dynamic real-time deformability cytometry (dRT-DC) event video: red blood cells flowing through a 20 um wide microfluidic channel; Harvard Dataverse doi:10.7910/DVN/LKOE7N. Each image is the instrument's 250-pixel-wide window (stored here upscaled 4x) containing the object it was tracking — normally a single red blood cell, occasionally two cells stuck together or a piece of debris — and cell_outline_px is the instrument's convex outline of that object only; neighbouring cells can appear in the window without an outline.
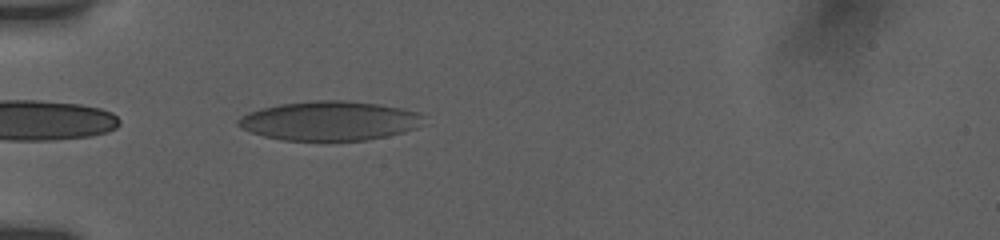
{"species": "human", "species_latin": "Homo sapiens", "temperature_condition": "room temperature", "stored_images_in_passage": 34, "camera_frame_rate_fps": 3000, "um_per_image_px": 0.085, "donor": {"sex": "female"}, "frame": {"image": 1, "passage_image": 1, "time_ms": 0.0, "image_size_px": [1000, 240], "cell_outline_px": [[424, 116], [416, 128], [404, 132], [364, 140], [280, 140], [264, 136], [252, 132], [236, 124], [236, 120], [248, 112], [280, 104], [316, 100], [344, 100], [376, 104], [400, 108], [416, 112]], "centroid_in_image_um": [27.98, 10.27], "position_along_channel_um": 57.0, "area_um2": 41.91}}
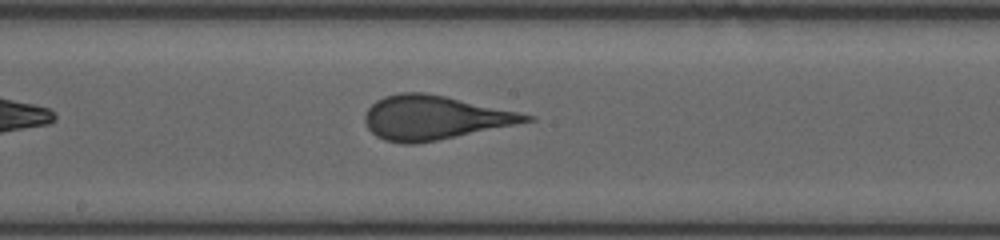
{"frame": {"image": 2, "passage_image": 14, "time_ms": 4.333, "image_size_px": [1000, 240], "cell_outline_px": [[536, 120], [436, 140], [412, 144], [404, 144], [384, 140], [376, 136], [368, 128], [364, 120], [364, 112], [376, 100], [384, 96], [400, 92], [424, 92], [444, 96], [520, 112], [536, 116]], "centroid_in_image_um": [36.89, 9.99], "position_along_channel_um": 211.3, "area_um2": 41.04}}
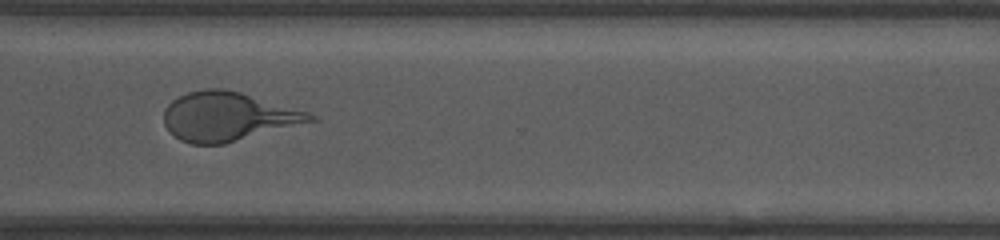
{"frame": {"image": 3, "passage_image": 25, "time_ms": 8.0, "image_size_px": [1000, 240], "cell_outline_px": [[320, 120], [224, 144], [192, 144], [180, 140], [164, 124], [164, 108], [172, 100], [188, 92], [204, 88], [220, 88], [240, 92], [308, 112], [316, 116]], "centroid_in_image_um": [19.39, 9.91], "position_along_channel_um": 351.2, "area_um2": 41.62}, "authors_computed_cell_mechanics": {"area_um2": 41.2114, "velocity_mm_per_s": 3.8344, "shape_relaxation_time_tau1_ms": 6.3534, "shape_relaxation_time_tau2_ms": null, "deformation_change_tau1": 0.1963, "deformation_change_tau2": null}}